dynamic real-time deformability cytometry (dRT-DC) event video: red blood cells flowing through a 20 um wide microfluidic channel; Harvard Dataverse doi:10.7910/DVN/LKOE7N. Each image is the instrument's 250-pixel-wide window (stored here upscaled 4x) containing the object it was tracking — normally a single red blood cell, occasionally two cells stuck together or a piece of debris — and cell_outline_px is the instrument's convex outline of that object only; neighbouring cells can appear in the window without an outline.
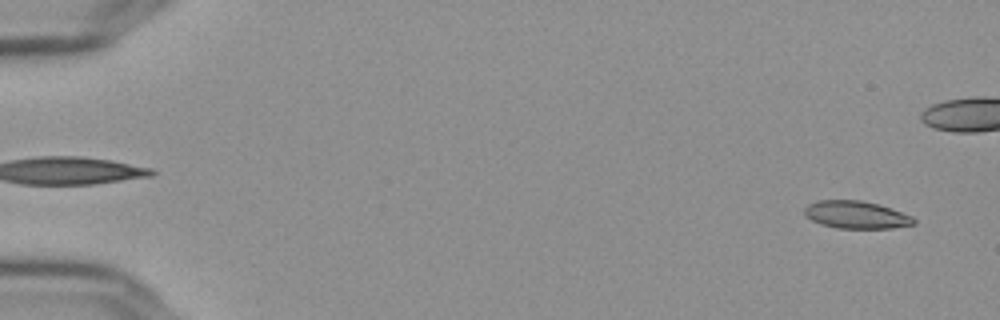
{"species": "Egyptian fruit bat (a non-hibernating species)", "species_latin": "Rousettus aegyptiacus", "temperature_condition": "cold", "stored_images_in_passage": 57, "camera_frame_rate_fps": 3000, "um_per_image_px": 0.085, "frame": {"image": 1, "passage_image": 3, "time_ms": 0.667, "image_size_px": [1000, 320], "cell_outline_px": [[916, 224], [892, 228], [836, 228], [820, 224], [804, 216], [804, 208], [808, 204], [820, 200], [860, 200], [876, 204], [912, 216], [916, 220]], "centroid_in_image_um": [72.74, 18.26], "position_along_channel_um": 12.3, "area_um2": 17.46}}
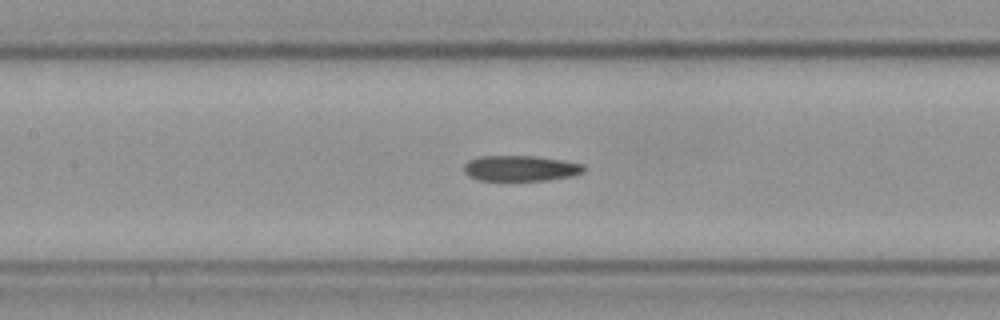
{"frame": {"image": 2, "passage_image": 27, "time_ms": 8.667, "image_size_px": [1000, 320], "cell_outline_px": [[584, 172], [572, 176], [548, 180], [476, 180], [468, 176], [464, 172], [464, 164], [468, 160], [480, 156], [536, 156], [564, 160], [584, 164]], "centroid_in_image_um": [44.24, 14.3], "position_along_channel_um": 163.2, "area_um2": 18.03}}
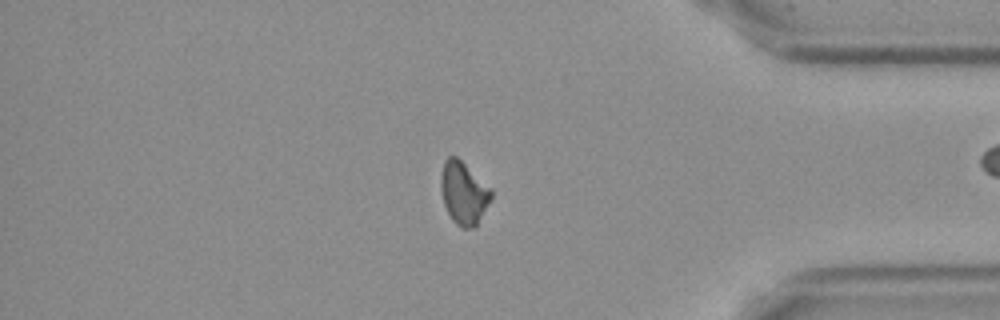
{"frame": {"image": 3, "passage_image": 48, "time_ms": 15.667, "image_size_px": [1000, 320], "cell_outline_px": [[492, 200], [476, 224], [472, 228], [464, 228], [456, 224], [452, 220], [444, 204], [440, 188], [440, 176], [444, 160], [448, 156], [456, 156], [492, 188]], "centroid_in_image_um": [39.41, 16.38], "position_along_channel_um": 395.8, "area_um2": 18.44}, "authors_computed_cell_mechanics": {"area_um2": 18.3804, "velocity_mm_per_s": 3.649, "shape_relaxation_time_tau1_ms": null, "shape_relaxation_time_tau2_ms": 4.6787, "deformation_change_tau1": null, "deformation_change_tau2": 0.1193}}